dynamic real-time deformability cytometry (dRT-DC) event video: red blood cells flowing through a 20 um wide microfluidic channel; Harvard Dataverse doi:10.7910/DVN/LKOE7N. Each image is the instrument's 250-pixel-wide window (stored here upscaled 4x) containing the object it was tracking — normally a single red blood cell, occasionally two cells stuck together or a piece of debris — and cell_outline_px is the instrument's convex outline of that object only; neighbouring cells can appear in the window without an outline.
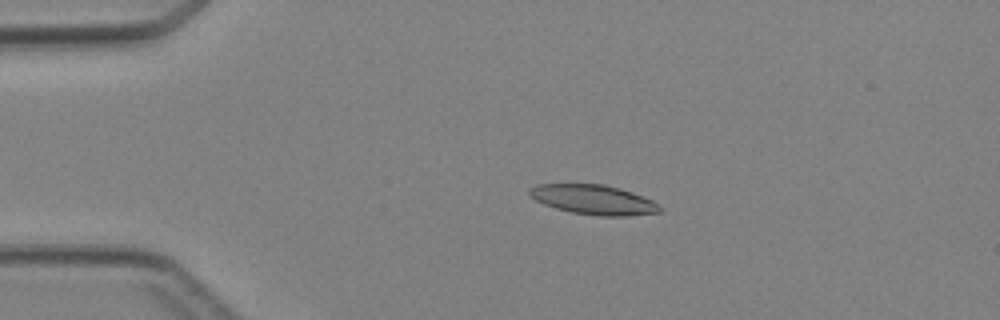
{"species": "Egyptian fruit bat (a non-hibernating species)", "species_latin": "Rousettus aegyptiacus", "temperature_condition": "cold", "stored_images_in_passage": 4, "camera_frame_rate_fps": 3000, "um_per_image_px": 0.085, "animal": {"sex": "female"}, "frame": {"image": 1, "passage_image": 3, "time_ms": 2.333, "image_size_px": [1000, 320], "cell_outline_px": [[660, 212], [628, 216], [600, 216], [572, 212], [556, 208], [544, 204], [536, 200], [528, 192], [528, 188], [536, 184], [604, 184], [620, 188], [632, 192], [652, 200], [660, 208]], "centroid_in_image_um": [50.43, 16.96], "position_along_channel_um": 34.6, "area_um2": 22.37}}